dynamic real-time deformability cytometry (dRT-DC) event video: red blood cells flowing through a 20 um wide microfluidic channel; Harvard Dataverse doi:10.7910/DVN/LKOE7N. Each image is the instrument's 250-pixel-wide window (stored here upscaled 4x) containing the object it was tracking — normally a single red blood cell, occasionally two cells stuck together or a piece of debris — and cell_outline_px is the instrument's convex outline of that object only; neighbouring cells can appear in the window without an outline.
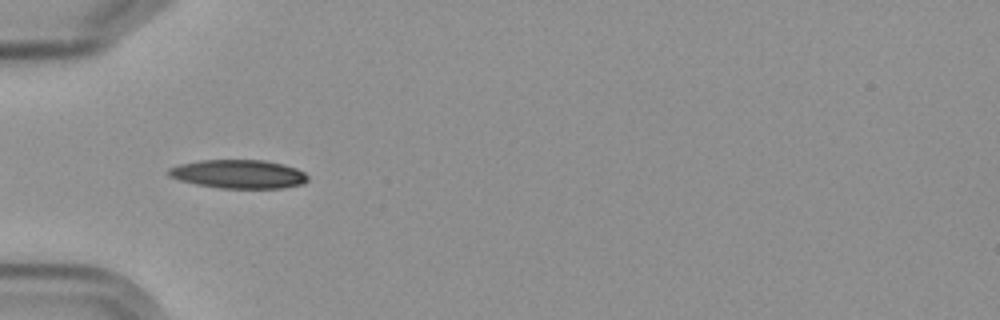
{"species": "Egyptian fruit bat (a non-hibernating species)", "species_latin": "Rousettus aegyptiacus", "temperature_condition": "cold", "stored_images_in_passage": 6, "camera_frame_rate_fps": 3000, "um_per_image_px": 0.085, "frame": {"image": 1, "passage_image": 5, "time_ms": 5.667, "image_size_px": [1000, 320], "cell_outline_px": [[308, 180], [300, 184], [280, 188], [220, 188], [196, 184], [180, 180], [168, 176], [168, 168], [180, 164], [200, 160], [264, 160], [284, 164], [296, 168], [304, 172], [308, 176]], "centroid_in_image_um": [20.27, 14.79], "position_along_channel_um": 64.7, "area_um2": 23.18}}
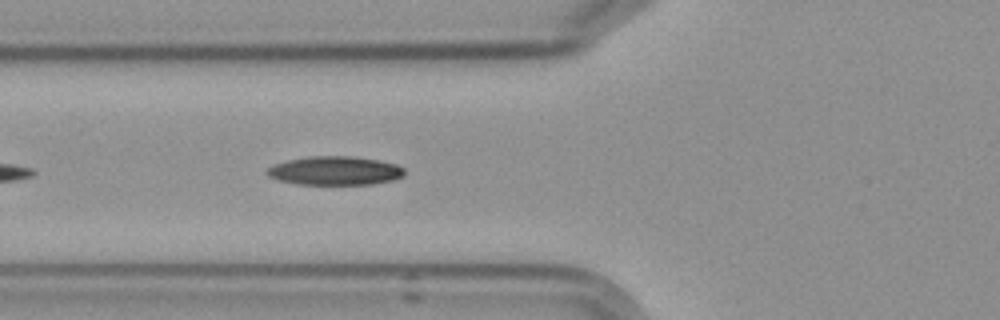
{"frame": {"image": 2, "passage_image": 6, "time_ms": 6.667, "image_size_px": [1000, 320], "cell_outline_px": [[404, 176], [392, 180], [372, 184], [296, 184], [280, 180], [268, 176], [268, 168], [272, 164], [288, 160], [308, 156], [352, 156], [380, 160], [396, 164], [404, 168]], "centroid_in_image_um": [28.49, 14.5], "position_along_channel_um": 97.3, "area_um2": 23.0}}